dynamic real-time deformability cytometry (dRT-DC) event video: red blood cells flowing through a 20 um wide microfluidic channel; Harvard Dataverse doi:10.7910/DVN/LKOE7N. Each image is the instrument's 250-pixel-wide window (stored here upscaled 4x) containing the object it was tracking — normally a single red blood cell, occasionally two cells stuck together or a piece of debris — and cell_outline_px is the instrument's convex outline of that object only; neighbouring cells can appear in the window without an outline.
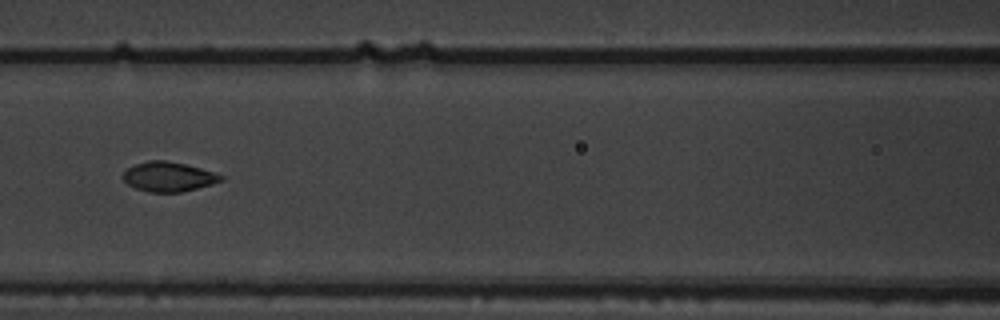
{"species": "common noctule bat (a hibernating species)", "species_latin": "Nyctalus noctula", "temperature_condition": "warm", "stored_images_in_passage": 9, "camera_frame_rate_fps": 3000, "um_per_image_px": 0.085, "animal": {"sex": "male", "body_mass_g": 19.5, "forearm_length_mm": 54.6}, "frame": {"image": 1, "passage_image": 7, "time_ms": 2.0, "image_size_px": [1000, 320], "cell_outline_px": [[224, 180], [196, 188], [180, 192], [148, 192], [136, 188], [128, 184], [120, 176], [128, 168], [136, 164], [148, 160], [164, 160], [184, 164], [200, 168], [224, 176]], "centroid_in_image_um": [14.29, 15.02], "position_along_channel_um": 152.3, "area_um2": 16.7}}
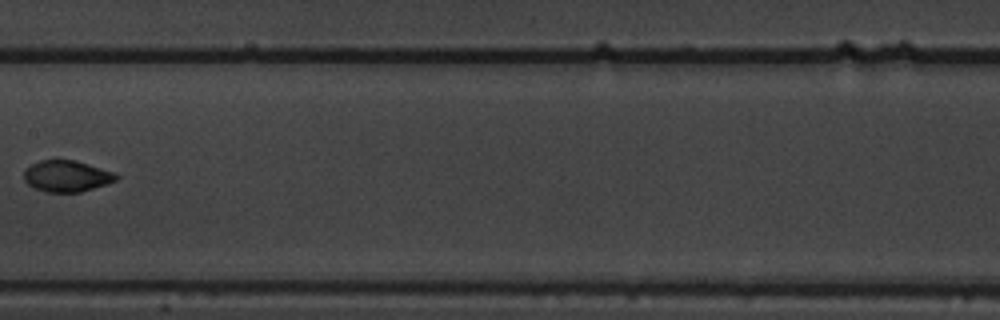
{"frame": {"image": 2, "passage_image": 8, "time_ms": 2.333, "image_size_px": [1000, 320], "cell_outline_px": [[120, 176], [116, 180], [108, 184], [80, 192], [48, 192], [36, 188], [28, 184], [24, 180], [24, 172], [32, 164], [40, 160], [56, 156], [88, 164], [116, 172]], "centroid_in_image_um": [5.69, 14.93], "position_along_channel_um": 201.7, "area_um2": 17.22}}
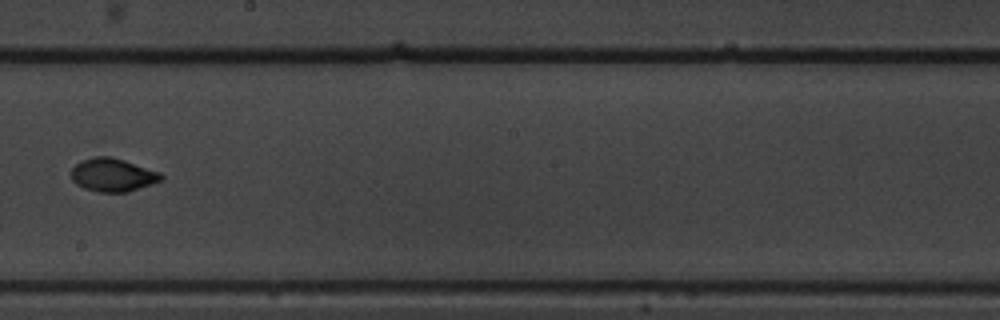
{"frame": {"image": 3, "passage_image": 9, "time_ms": 2.667, "image_size_px": [1000, 320], "cell_outline_px": [[164, 180], [128, 192], [96, 192], [84, 188], [76, 184], [72, 180], [72, 168], [76, 164], [84, 160], [96, 156], [108, 156], [124, 160], [160, 172], [164, 176]], "centroid_in_image_um": [9.61, 14.88], "position_along_channel_um": 238.6, "area_um2": 17.4}}